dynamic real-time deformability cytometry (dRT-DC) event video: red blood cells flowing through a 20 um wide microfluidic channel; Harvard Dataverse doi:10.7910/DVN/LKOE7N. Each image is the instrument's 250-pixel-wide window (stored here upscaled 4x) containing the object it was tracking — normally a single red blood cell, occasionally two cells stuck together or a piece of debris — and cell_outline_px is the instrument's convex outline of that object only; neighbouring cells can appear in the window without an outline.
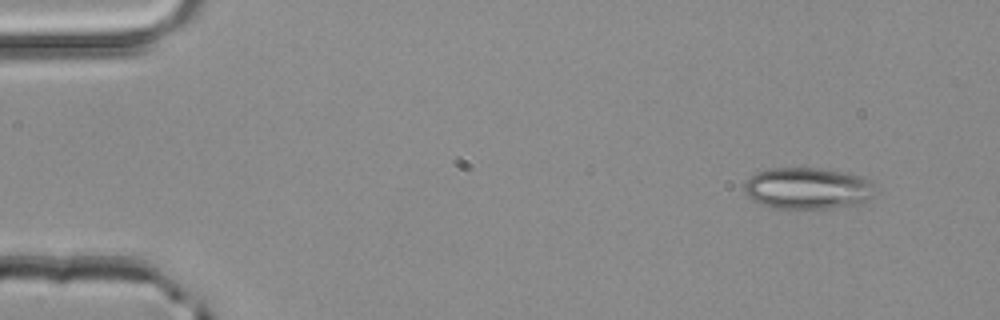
{"species": "common noctule bat (a hibernating species)", "species_latin": "Nyctalus noctula", "temperature_condition": "room temperature", "stored_images_in_passage": 48, "camera_frame_rate_fps": 3000, "um_per_image_px": 0.085, "animal": {"sex": "male", "body_mass_g": 20.4}, "frame": {"image": 1, "passage_image": 1, "time_ms": 0.0, "image_size_px": [1000, 320], "cell_outline_px": [[872, 196], [868, 200], [856, 204], [832, 208], [788, 212], [760, 204], [752, 200], [744, 192], [744, 184], [756, 172], [768, 168], [820, 168], [848, 172], [872, 180]], "centroid_in_image_um": [68.61, 16.04], "position_along_channel_um": 16.4, "area_um2": 32.6}}
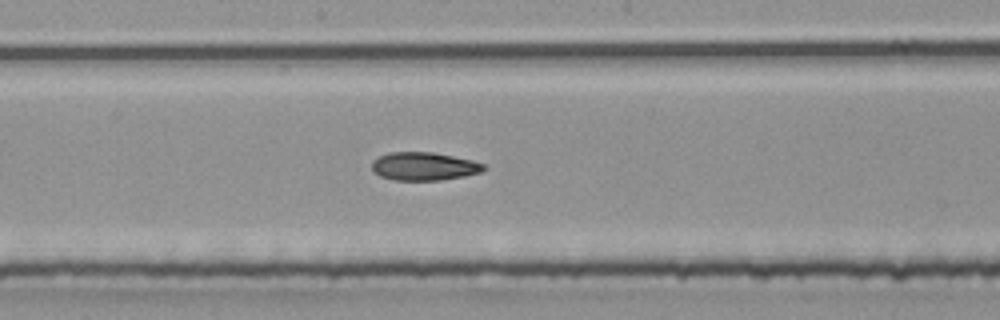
{"frame": {"image": 2, "passage_image": 24, "time_ms": 7.667, "image_size_px": [1000, 320], "cell_outline_px": [[488, 168], [480, 172], [464, 176], [440, 180], [392, 180], [380, 176], [372, 168], [372, 160], [388, 152], [432, 152], [472, 160], [488, 164]], "centroid_in_image_um": [36.07, 14.13], "position_along_channel_um": 212.1, "area_um2": 18.44}}
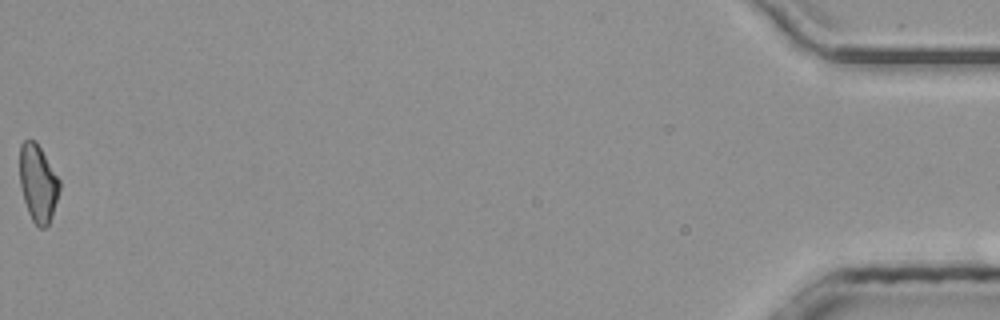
{"frame": {"image": 3, "passage_image": 48, "time_ms": 15.667, "image_size_px": [1000, 320], "cell_outline_px": [[60, 188], [52, 216], [48, 224], [44, 228], [40, 228], [32, 220], [28, 212], [20, 188], [20, 144], [24, 140], [32, 140], [40, 148], [60, 180]], "centroid_in_image_um": [3.22, 15.6], "position_along_channel_um": 432.0, "area_um2": 17.69}, "authors_computed_cell_mechanics": {"area_um2": 18.6405, "velocity_mm_per_s": 4.0823, "shape_relaxation_time_tau1_ms": null, "shape_relaxation_time_tau2_ms": 9.8731, "deformation_change_tau1": null, "deformation_change_tau2": 0.204}}